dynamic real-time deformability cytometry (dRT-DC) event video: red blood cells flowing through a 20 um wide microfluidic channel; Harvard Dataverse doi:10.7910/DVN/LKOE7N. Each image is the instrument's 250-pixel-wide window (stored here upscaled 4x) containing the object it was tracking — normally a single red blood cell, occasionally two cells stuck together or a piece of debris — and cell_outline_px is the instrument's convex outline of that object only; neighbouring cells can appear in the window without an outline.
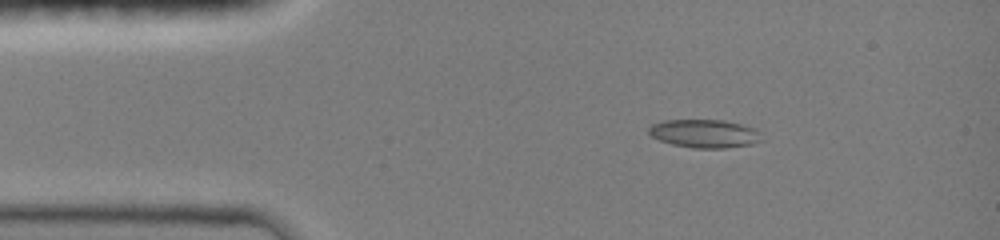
{"species": "common noctule bat (a hibernating species)", "species_latin": "Nyctalus noctula", "temperature_condition": "room temperature", "stored_images_in_passage": 4, "camera_frame_rate_fps": 3000, "um_per_image_px": 0.085, "animal": {"sex": "female", "body_mass_g": 19.0, "forearm_length_mm": 51.5}, "frame": {"image": 1, "passage_image": 2, "time_ms": 1.0, "image_size_px": [1000, 240], "cell_outline_px": [[764, 140], [752, 144], [724, 148], [692, 148], [672, 144], [660, 140], [652, 136], [648, 132], [648, 128], [652, 124], [664, 120], [724, 120], [756, 128], [760, 132]], "centroid_in_image_um": [59.92, 11.35], "position_along_channel_um": 25.1, "area_um2": 18.73}}
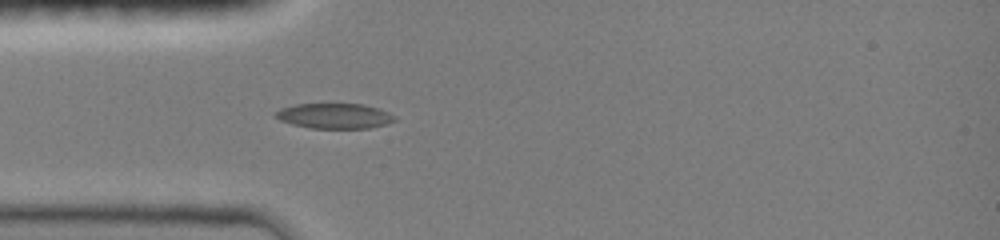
{"frame": {"image": 2, "passage_image": 4, "time_ms": 3.0, "image_size_px": [1000, 240], "cell_outline_px": [[396, 120], [388, 124], [368, 128], [308, 128], [292, 124], [280, 120], [272, 116], [280, 108], [296, 104], [364, 104], [380, 108], [396, 116]], "centroid_in_image_um": [28.44, 9.85], "position_along_channel_um": 56.6, "area_um2": 17.69}}